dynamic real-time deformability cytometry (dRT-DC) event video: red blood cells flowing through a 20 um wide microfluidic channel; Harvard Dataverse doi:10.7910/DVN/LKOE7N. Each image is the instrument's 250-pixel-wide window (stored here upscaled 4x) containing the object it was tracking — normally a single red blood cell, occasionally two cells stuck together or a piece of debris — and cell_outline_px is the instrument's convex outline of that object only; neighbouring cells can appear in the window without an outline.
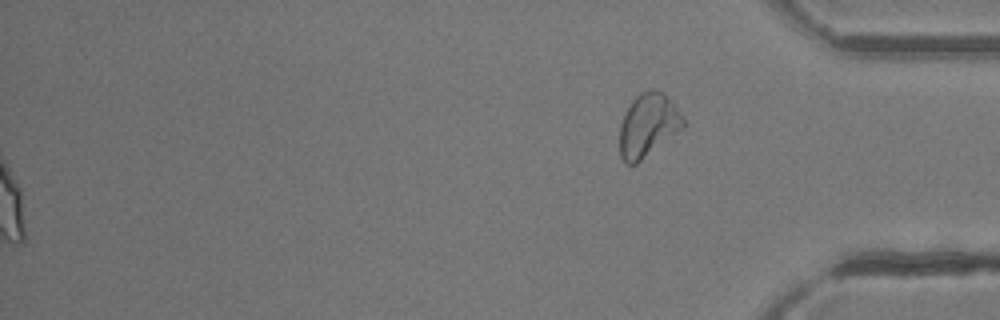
{"species": "common noctule bat (a hibernating species)", "species_latin": "Nyctalus noctula", "temperature_condition": "room temperature", "stored_images_in_passage": 50, "segment_of_instrument_passage": [2, 2], "camera_frame_rate_fps": 3000, "um_per_image_px": 0.085, "animal": {"sex": "female"}, "frame": {"image": 1, "passage_image": 50, "time_ms": 16.333, "image_size_px": [1000, 320], "cell_outline_px": [[684, 128], [636, 164], [624, 164], [620, 156], [620, 124], [624, 112], [632, 100], [640, 92], [648, 88], [652, 88], [660, 92], [672, 100], [684, 120]], "centroid_in_image_um": [55.07, 10.64], "position_along_channel_um": 380.1, "area_um2": 23.58}}